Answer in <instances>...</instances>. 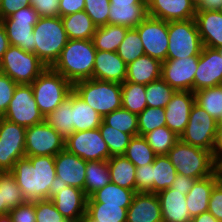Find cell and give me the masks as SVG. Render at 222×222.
<instances>
[{"mask_svg": "<svg viewBox=\"0 0 222 222\" xmlns=\"http://www.w3.org/2000/svg\"><path fill=\"white\" fill-rule=\"evenodd\" d=\"M11 171L26 201L50 199L57 186L54 156L18 159Z\"/></svg>", "mask_w": 222, "mask_h": 222, "instance_id": "obj_1", "label": "cell"}, {"mask_svg": "<svg viewBox=\"0 0 222 222\" xmlns=\"http://www.w3.org/2000/svg\"><path fill=\"white\" fill-rule=\"evenodd\" d=\"M96 51L92 39H69L52 68L72 85L90 79L93 76Z\"/></svg>", "mask_w": 222, "mask_h": 222, "instance_id": "obj_2", "label": "cell"}, {"mask_svg": "<svg viewBox=\"0 0 222 222\" xmlns=\"http://www.w3.org/2000/svg\"><path fill=\"white\" fill-rule=\"evenodd\" d=\"M33 34V53L46 67H52L69 40L61 17H39Z\"/></svg>", "mask_w": 222, "mask_h": 222, "instance_id": "obj_3", "label": "cell"}, {"mask_svg": "<svg viewBox=\"0 0 222 222\" xmlns=\"http://www.w3.org/2000/svg\"><path fill=\"white\" fill-rule=\"evenodd\" d=\"M178 174L197 180L214 174V157L211 151L179 140L167 153Z\"/></svg>", "mask_w": 222, "mask_h": 222, "instance_id": "obj_4", "label": "cell"}, {"mask_svg": "<svg viewBox=\"0 0 222 222\" xmlns=\"http://www.w3.org/2000/svg\"><path fill=\"white\" fill-rule=\"evenodd\" d=\"M73 91L102 117L122 107L119 83L90 78L74 83Z\"/></svg>", "mask_w": 222, "mask_h": 222, "instance_id": "obj_5", "label": "cell"}, {"mask_svg": "<svg viewBox=\"0 0 222 222\" xmlns=\"http://www.w3.org/2000/svg\"><path fill=\"white\" fill-rule=\"evenodd\" d=\"M33 97L40 112L46 117L73 90V85L52 67H47L32 83Z\"/></svg>", "mask_w": 222, "mask_h": 222, "instance_id": "obj_6", "label": "cell"}, {"mask_svg": "<svg viewBox=\"0 0 222 222\" xmlns=\"http://www.w3.org/2000/svg\"><path fill=\"white\" fill-rule=\"evenodd\" d=\"M46 68L34 53L11 45L0 60L1 72L17 84H31Z\"/></svg>", "mask_w": 222, "mask_h": 222, "instance_id": "obj_7", "label": "cell"}, {"mask_svg": "<svg viewBox=\"0 0 222 222\" xmlns=\"http://www.w3.org/2000/svg\"><path fill=\"white\" fill-rule=\"evenodd\" d=\"M167 60L199 56L203 48L195 19L168 22Z\"/></svg>", "mask_w": 222, "mask_h": 222, "instance_id": "obj_8", "label": "cell"}, {"mask_svg": "<svg viewBox=\"0 0 222 222\" xmlns=\"http://www.w3.org/2000/svg\"><path fill=\"white\" fill-rule=\"evenodd\" d=\"M2 117L25 128L45 121L33 97L31 84H17L8 109Z\"/></svg>", "mask_w": 222, "mask_h": 222, "instance_id": "obj_9", "label": "cell"}, {"mask_svg": "<svg viewBox=\"0 0 222 222\" xmlns=\"http://www.w3.org/2000/svg\"><path fill=\"white\" fill-rule=\"evenodd\" d=\"M37 11L30 5L19 9L8 18L1 19L9 44L33 53L34 26L38 21Z\"/></svg>", "mask_w": 222, "mask_h": 222, "instance_id": "obj_10", "label": "cell"}, {"mask_svg": "<svg viewBox=\"0 0 222 222\" xmlns=\"http://www.w3.org/2000/svg\"><path fill=\"white\" fill-rule=\"evenodd\" d=\"M216 131V119L194 103L187 126L181 134L180 140L212 152Z\"/></svg>", "mask_w": 222, "mask_h": 222, "instance_id": "obj_11", "label": "cell"}, {"mask_svg": "<svg viewBox=\"0 0 222 222\" xmlns=\"http://www.w3.org/2000/svg\"><path fill=\"white\" fill-rule=\"evenodd\" d=\"M65 149V138L46 121L26 128L25 156H56Z\"/></svg>", "mask_w": 222, "mask_h": 222, "instance_id": "obj_12", "label": "cell"}, {"mask_svg": "<svg viewBox=\"0 0 222 222\" xmlns=\"http://www.w3.org/2000/svg\"><path fill=\"white\" fill-rule=\"evenodd\" d=\"M26 128L0 117V171L12 170L25 156Z\"/></svg>", "mask_w": 222, "mask_h": 222, "instance_id": "obj_13", "label": "cell"}, {"mask_svg": "<svg viewBox=\"0 0 222 222\" xmlns=\"http://www.w3.org/2000/svg\"><path fill=\"white\" fill-rule=\"evenodd\" d=\"M65 149L85 161H103L111 157L99 128L74 132L65 139Z\"/></svg>", "mask_w": 222, "mask_h": 222, "instance_id": "obj_14", "label": "cell"}, {"mask_svg": "<svg viewBox=\"0 0 222 222\" xmlns=\"http://www.w3.org/2000/svg\"><path fill=\"white\" fill-rule=\"evenodd\" d=\"M135 29L140 35L145 55L161 62L167 60L168 22L148 15Z\"/></svg>", "mask_w": 222, "mask_h": 222, "instance_id": "obj_15", "label": "cell"}, {"mask_svg": "<svg viewBox=\"0 0 222 222\" xmlns=\"http://www.w3.org/2000/svg\"><path fill=\"white\" fill-rule=\"evenodd\" d=\"M199 56L162 62L161 78L176 91L194 92V76Z\"/></svg>", "mask_w": 222, "mask_h": 222, "instance_id": "obj_16", "label": "cell"}, {"mask_svg": "<svg viewBox=\"0 0 222 222\" xmlns=\"http://www.w3.org/2000/svg\"><path fill=\"white\" fill-rule=\"evenodd\" d=\"M87 196L77 187L57 184L50 200L70 222H80L86 215Z\"/></svg>", "mask_w": 222, "mask_h": 222, "instance_id": "obj_17", "label": "cell"}, {"mask_svg": "<svg viewBox=\"0 0 222 222\" xmlns=\"http://www.w3.org/2000/svg\"><path fill=\"white\" fill-rule=\"evenodd\" d=\"M222 84V57L217 49L203 46L194 76V92Z\"/></svg>", "mask_w": 222, "mask_h": 222, "instance_id": "obj_18", "label": "cell"}, {"mask_svg": "<svg viewBox=\"0 0 222 222\" xmlns=\"http://www.w3.org/2000/svg\"><path fill=\"white\" fill-rule=\"evenodd\" d=\"M54 162L57 184L84 190L87 161L64 149L54 157Z\"/></svg>", "mask_w": 222, "mask_h": 222, "instance_id": "obj_19", "label": "cell"}, {"mask_svg": "<svg viewBox=\"0 0 222 222\" xmlns=\"http://www.w3.org/2000/svg\"><path fill=\"white\" fill-rule=\"evenodd\" d=\"M194 103V92L175 91L171 100L164 108L166 126L179 137L187 126L189 115Z\"/></svg>", "mask_w": 222, "mask_h": 222, "instance_id": "obj_20", "label": "cell"}, {"mask_svg": "<svg viewBox=\"0 0 222 222\" xmlns=\"http://www.w3.org/2000/svg\"><path fill=\"white\" fill-rule=\"evenodd\" d=\"M196 10L191 0H147L148 15L166 22L194 19Z\"/></svg>", "mask_w": 222, "mask_h": 222, "instance_id": "obj_21", "label": "cell"}, {"mask_svg": "<svg viewBox=\"0 0 222 222\" xmlns=\"http://www.w3.org/2000/svg\"><path fill=\"white\" fill-rule=\"evenodd\" d=\"M126 222H163L157 194L136 192L127 209Z\"/></svg>", "mask_w": 222, "mask_h": 222, "instance_id": "obj_22", "label": "cell"}, {"mask_svg": "<svg viewBox=\"0 0 222 222\" xmlns=\"http://www.w3.org/2000/svg\"><path fill=\"white\" fill-rule=\"evenodd\" d=\"M127 65L117 52L96 51L93 79L122 84L126 80Z\"/></svg>", "mask_w": 222, "mask_h": 222, "instance_id": "obj_23", "label": "cell"}, {"mask_svg": "<svg viewBox=\"0 0 222 222\" xmlns=\"http://www.w3.org/2000/svg\"><path fill=\"white\" fill-rule=\"evenodd\" d=\"M194 19L203 46L214 49L222 46V11L196 10Z\"/></svg>", "mask_w": 222, "mask_h": 222, "instance_id": "obj_24", "label": "cell"}, {"mask_svg": "<svg viewBox=\"0 0 222 222\" xmlns=\"http://www.w3.org/2000/svg\"><path fill=\"white\" fill-rule=\"evenodd\" d=\"M160 201L163 222H191L186 205V192L167 188L157 193Z\"/></svg>", "mask_w": 222, "mask_h": 222, "instance_id": "obj_25", "label": "cell"}, {"mask_svg": "<svg viewBox=\"0 0 222 222\" xmlns=\"http://www.w3.org/2000/svg\"><path fill=\"white\" fill-rule=\"evenodd\" d=\"M162 62L148 55L127 65L126 82L147 85L161 78Z\"/></svg>", "mask_w": 222, "mask_h": 222, "instance_id": "obj_26", "label": "cell"}, {"mask_svg": "<svg viewBox=\"0 0 222 222\" xmlns=\"http://www.w3.org/2000/svg\"><path fill=\"white\" fill-rule=\"evenodd\" d=\"M218 181L215 174L195 181L186 194V205L192 218L208 210L212 190Z\"/></svg>", "mask_w": 222, "mask_h": 222, "instance_id": "obj_27", "label": "cell"}, {"mask_svg": "<svg viewBox=\"0 0 222 222\" xmlns=\"http://www.w3.org/2000/svg\"><path fill=\"white\" fill-rule=\"evenodd\" d=\"M147 16V4H110L108 24L136 28Z\"/></svg>", "mask_w": 222, "mask_h": 222, "instance_id": "obj_28", "label": "cell"}, {"mask_svg": "<svg viewBox=\"0 0 222 222\" xmlns=\"http://www.w3.org/2000/svg\"><path fill=\"white\" fill-rule=\"evenodd\" d=\"M74 132L99 128L102 116L72 90Z\"/></svg>", "mask_w": 222, "mask_h": 222, "instance_id": "obj_29", "label": "cell"}, {"mask_svg": "<svg viewBox=\"0 0 222 222\" xmlns=\"http://www.w3.org/2000/svg\"><path fill=\"white\" fill-rule=\"evenodd\" d=\"M136 191L126 189L109 182L103 188L98 189L87 198V203H105V205H121L128 209L132 203Z\"/></svg>", "mask_w": 222, "mask_h": 222, "instance_id": "obj_30", "label": "cell"}, {"mask_svg": "<svg viewBox=\"0 0 222 222\" xmlns=\"http://www.w3.org/2000/svg\"><path fill=\"white\" fill-rule=\"evenodd\" d=\"M61 20L71 40H90L97 28L84 10L61 17Z\"/></svg>", "mask_w": 222, "mask_h": 222, "instance_id": "obj_31", "label": "cell"}, {"mask_svg": "<svg viewBox=\"0 0 222 222\" xmlns=\"http://www.w3.org/2000/svg\"><path fill=\"white\" fill-rule=\"evenodd\" d=\"M111 182L136 191V166L124 155L111 156L108 159Z\"/></svg>", "mask_w": 222, "mask_h": 222, "instance_id": "obj_32", "label": "cell"}, {"mask_svg": "<svg viewBox=\"0 0 222 222\" xmlns=\"http://www.w3.org/2000/svg\"><path fill=\"white\" fill-rule=\"evenodd\" d=\"M130 28L121 25H104L96 28L92 37L94 48L97 51L117 52Z\"/></svg>", "mask_w": 222, "mask_h": 222, "instance_id": "obj_33", "label": "cell"}, {"mask_svg": "<svg viewBox=\"0 0 222 222\" xmlns=\"http://www.w3.org/2000/svg\"><path fill=\"white\" fill-rule=\"evenodd\" d=\"M45 121L65 139L74 133L72 91L53 112L45 117Z\"/></svg>", "mask_w": 222, "mask_h": 222, "instance_id": "obj_34", "label": "cell"}, {"mask_svg": "<svg viewBox=\"0 0 222 222\" xmlns=\"http://www.w3.org/2000/svg\"><path fill=\"white\" fill-rule=\"evenodd\" d=\"M177 171L167 155H156L152 163V193L170 188Z\"/></svg>", "mask_w": 222, "mask_h": 222, "instance_id": "obj_35", "label": "cell"}, {"mask_svg": "<svg viewBox=\"0 0 222 222\" xmlns=\"http://www.w3.org/2000/svg\"><path fill=\"white\" fill-rule=\"evenodd\" d=\"M84 193L87 197L111 182L108 160L87 161Z\"/></svg>", "mask_w": 222, "mask_h": 222, "instance_id": "obj_36", "label": "cell"}, {"mask_svg": "<svg viewBox=\"0 0 222 222\" xmlns=\"http://www.w3.org/2000/svg\"><path fill=\"white\" fill-rule=\"evenodd\" d=\"M0 188L2 204H5V214L26 202L11 170L0 171Z\"/></svg>", "mask_w": 222, "mask_h": 222, "instance_id": "obj_37", "label": "cell"}, {"mask_svg": "<svg viewBox=\"0 0 222 222\" xmlns=\"http://www.w3.org/2000/svg\"><path fill=\"white\" fill-rule=\"evenodd\" d=\"M146 85L124 82L121 84L122 108L139 114L146 107Z\"/></svg>", "mask_w": 222, "mask_h": 222, "instance_id": "obj_38", "label": "cell"}, {"mask_svg": "<svg viewBox=\"0 0 222 222\" xmlns=\"http://www.w3.org/2000/svg\"><path fill=\"white\" fill-rule=\"evenodd\" d=\"M86 215L97 222H126L127 209L121 207V205L87 203Z\"/></svg>", "mask_w": 222, "mask_h": 222, "instance_id": "obj_39", "label": "cell"}, {"mask_svg": "<svg viewBox=\"0 0 222 222\" xmlns=\"http://www.w3.org/2000/svg\"><path fill=\"white\" fill-rule=\"evenodd\" d=\"M136 167L154 163L156 154L143 136H134L123 154Z\"/></svg>", "mask_w": 222, "mask_h": 222, "instance_id": "obj_40", "label": "cell"}, {"mask_svg": "<svg viewBox=\"0 0 222 222\" xmlns=\"http://www.w3.org/2000/svg\"><path fill=\"white\" fill-rule=\"evenodd\" d=\"M156 155H167L180 137L167 126L159 127L143 136Z\"/></svg>", "mask_w": 222, "mask_h": 222, "instance_id": "obj_41", "label": "cell"}, {"mask_svg": "<svg viewBox=\"0 0 222 222\" xmlns=\"http://www.w3.org/2000/svg\"><path fill=\"white\" fill-rule=\"evenodd\" d=\"M102 120L109 126L117 130L131 134L133 137L138 136V115L124 108L106 114Z\"/></svg>", "mask_w": 222, "mask_h": 222, "instance_id": "obj_42", "label": "cell"}, {"mask_svg": "<svg viewBox=\"0 0 222 222\" xmlns=\"http://www.w3.org/2000/svg\"><path fill=\"white\" fill-rule=\"evenodd\" d=\"M194 95L195 103L217 120L222 111V84L195 91Z\"/></svg>", "mask_w": 222, "mask_h": 222, "instance_id": "obj_43", "label": "cell"}, {"mask_svg": "<svg viewBox=\"0 0 222 222\" xmlns=\"http://www.w3.org/2000/svg\"><path fill=\"white\" fill-rule=\"evenodd\" d=\"M99 130L102 138L107 143L111 156L123 155L130 140L133 138L131 134L121 132L112 126L107 125L103 120L99 126Z\"/></svg>", "mask_w": 222, "mask_h": 222, "instance_id": "obj_44", "label": "cell"}, {"mask_svg": "<svg viewBox=\"0 0 222 222\" xmlns=\"http://www.w3.org/2000/svg\"><path fill=\"white\" fill-rule=\"evenodd\" d=\"M175 91L162 78L147 84L145 91L147 107L165 108Z\"/></svg>", "mask_w": 222, "mask_h": 222, "instance_id": "obj_45", "label": "cell"}, {"mask_svg": "<svg viewBox=\"0 0 222 222\" xmlns=\"http://www.w3.org/2000/svg\"><path fill=\"white\" fill-rule=\"evenodd\" d=\"M117 54L126 65L145 55L140 35L135 28H130L127 31L125 38L117 49Z\"/></svg>", "mask_w": 222, "mask_h": 222, "instance_id": "obj_46", "label": "cell"}, {"mask_svg": "<svg viewBox=\"0 0 222 222\" xmlns=\"http://www.w3.org/2000/svg\"><path fill=\"white\" fill-rule=\"evenodd\" d=\"M163 126H166L164 108L146 107L141 113L138 114L139 136H144L146 133Z\"/></svg>", "mask_w": 222, "mask_h": 222, "instance_id": "obj_47", "label": "cell"}, {"mask_svg": "<svg viewBox=\"0 0 222 222\" xmlns=\"http://www.w3.org/2000/svg\"><path fill=\"white\" fill-rule=\"evenodd\" d=\"M84 11L92 19L96 27L107 25L110 0H85Z\"/></svg>", "mask_w": 222, "mask_h": 222, "instance_id": "obj_48", "label": "cell"}, {"mask_svg": "<svg viewBox=\"0 0 222 222\" xmlns=\"http://www.w3.org/2000/svg\"><path fill=\"white\" fill-rule=\"evenodd\" d=\"M36 222H70L55 207L50 199L35 201Z\"/></svg>", "mask_w": 222, "mask_h": 222, "instance_id": "obj_49", "label": "cell"}, {"mask_svg": "<svg viewBox=\"0 0 222 222\" xmlns=\"http://www.w3.org/2000/svg\"><path fill=\"white\" fill-rule=\"evenodd\" d=\"M16 86V82L0 72V117H2L7 111Z\"/></svg>", "mask_w": 222, "mask_h": 222, "instance_id": "obj_50", "label": "cell"}, {"mask_svg": "<svg viewBox=\"0 0 222 222\" xmlns=\"http://www.w3.org/2000/svg\"><path fill=\"white\" fill-rule=\"evenodd\" d=\"M12 222H36L35 201H26L11 209Z\"/></svg>", "mask_w": 222, "mask_h": 222, "instance_id": "obj_51", "label": "cell"}, {"mask_svg": "<svg viewBox=\"0 0 222 222\" xmlns=\"http://www.w3.org/2000/svg\"><path fill=\"white\" fill-rule=\"evenodd\" d=\"M136 192L152 193V163L136 167Z\"/></svg>", "mask_w": 222, "mask_h": 222, "instance_id": "obj_52", "label": "cell"}, {"mask_svg": "<svg viewBox=\"0 0 222 222\" xmlns=\"http://www.w3.org/2000/svg\"><path fill=\"white\" fill-rule=\"evenodd\" d=\"M29 2L37 11L39 17L59 16L60 0H29Z\"/></svg>", "mask_w": 222, "mask_h": 222, "instance_id": "obj_53", "label": "cell"}, {"mask_svg": "<svg viewBox=\"0 0 222 222\" xmlns=\"http://www.w3.org/2000/svg\"><path fill=\"white\" fill-rule=\"evenodd\" d=\"M219 222H222V181H218L211 193L208 210Z\"/></svg>", "mask_w": 222, "mask_h": 222, "instance_id": "obj_54", "label": "cell"}, {"mask_svg": "<svg viewBox=\"0 0 222 222\" xmlns=\"http://www.w3.org/2000/svg\"><path fill=\"white\" fill-rule=\"evenodd\" d=\"M27 6H30L29 0H2L0 2V20L8 18Z\"/></svg>", "mask_w": 222, "mask_h": 222, "instance_id": "obj_55", "label": "cell"}, {"mask_svg": "<svg viewBox=\"0 0 222 222\" xmlns=\"http://www.w3.org/2000/svg\"><path fill=\"white\" fill-rule=\"evenodd\" d=\"M85 9V0H60L59 16L64 17Z\"/></svg>", "mask_w": 222, "mask_h": 222, "instance_id": "obj_56", "label": "cell"}, {"mask_svg": "<svg viewBox=\"0 0 222 222\" xmlns=\"http://www.w3.org/2000/svg\"><path fill=\"white\" fill-rule=\"evenodd\" d=\"M197 179L187 177L181 174H176L175 180L172 182L171 189H175L179 192H186V194L190 191L193 184Z\"/></svg>", "mask_w": 222, "mask_h": 222, "instance_id": "obj_57", "label": "cell"}, {"mask_svg": "<svg viewBox=\"0 0 222 222\" xmlns=\"http://www.w3.org/2000/svg\"><path fill=\"white\" fill-rule=\"evenodd\" d=\"M197 10L222 11V0H205Z\"/></svg>", "mask_w": 222, "mask_h": 222, "instance_id": "obj_58", "label": "cell"}, {"mask_svg": "<svg viewBox=\"0 0 222 222\" xmlns=\"http://www.w3.org/2000/svg\"><path fill=\"white\" fill-rule=\"evenodd\" d=\"M218 153H222V125H217L212 151L213 157H215Z\"/></svg>", "mask_w": 222, "mask_h": 222, "instance_id": "obj_59", "label": "cell"}, {"mask_svg": "<svg viewBox=\"0 0 222 222\" xmlns=\"http://www.w3.org/2000/svg\"><path fill=\"white\" fill-rule=\"evenodd\" d=\"M9 46L10 44L7 38L6 30L0 22V60L2 59Z\"/></svg>", "mask_w": 222, "mask_h": 222, "instance_id": "obj_60", "label": "cell"}, {"mask_svg": "<svg viewBox=\"0 0 222 222\" xmlns=\"http://www.w3.org/2000/svg\"><path fill=\"white\" fill-rule=\"evenodd\" d=\"M214 174L219 181H222V153H218L214 157Z\"/></svg>", "mask_w": 222, "mask_h": 222, "instance_id": "obj_61", "label": "cell"}, {"mask_svg": "<svg viewBox=\"0 0 222 222\" xmlns=\"http://www.w3.org/2000/svg\"><path fill=\"white\" fill-rule=\"evenodd\" d=\"M191 222H219L209 211L192 218Z\"/></svg>", "mask_w": 222, "mask_h": 222, "instance_id": "obj_62", "label": "cell"}, {"mask_svg": "<svg viewBox=\"0 0 222 222\" xmlns=\"http://www.w3.org/2000/svg\"><path fill=\"white\" fill-rule=\"evenodd\" d=\"M110 4L139 5V4H147V0H110Z\"/></svg>", "mask_w": 222, "mask_h": 222, "instance_id": "obj_63", "label": "cell"}, {"mask_svg": "<svg viewBox=\"0 0 222 222\" xmlns=\"http://www.w3.org/2000/svg\"><path fill=\"white\" fill-rule=\"evenodd\" d=\"M0 222H12L11 215L9 213L5 215H0Z\"/></svg>", "mask_w": 222, "mask_h": 222, "instance_id": "obj_64", "label": "cell"}, {"mask_svg": "<svg viewBox=\"0 0 222 222\" xmlns=\"http://www.w3.org/2000/svg\"><path fill=\"white\" fill-rule=\"evenodd\" d=\"M0 215H5V204H2L1 188H0Z\"/></svg>", "mask_w": 222, "mask_h": 222, "instance_id": "obj_65", "label": "cell"}, {"mask_svg": "<svg viewBox=\"0 0 222 222\" xmlns=\"http://www.w3.org/2000/svg\"><path fill=\"white\" fill-rule=\"evenodd\" d=\"M205 0H191V2L198 8Z\"/></svg>", "mask_w": 222, "mask_h": 222, "instance_id": "obj_66", "label": "cell"}, {"mask_svg": "<svg viewBox=\"0 0 222 222\" xmlns=\"http://www.w3.org/2000/svg\"><path fill=\"white\" fill-rule=\"evenodd\" d=\"M80 222H97V221H93L91 220L87 215H85Z\"/></svg>", "mask_w": 222, "mask_h": 222, "instance_id": "obj_67", "label": "cell"}, {"mask_svg": "<svg viewBox=\"0 0 222 222\" xmlns=\"http://www.w3.org/2000/svg\"><path fill=\"white\" fill-rule=\"evenodd\" d=\"M217 125H222V111L221 114L219 115L218 119L216 120Z\"/></svg>", "mask_w": 222, "mask_h": 222, "instance_id": "obj_68", "label": "cell"}, {"mask_svg": "<svg viewBox=\"0 0 222 222\" xmlns=\"http://www.w3.org/2000/svg\"><path fill=\"white\" fill-rule=\"evenodd\" d=\"M216 49L218 50L219 54H220L221 57H222V46H220L219 48H216Z\"/></svg>", "mask_w": 222, "mask_h": 222, "instance_id": "obj_69", "label": "cell"}]
</instances>
